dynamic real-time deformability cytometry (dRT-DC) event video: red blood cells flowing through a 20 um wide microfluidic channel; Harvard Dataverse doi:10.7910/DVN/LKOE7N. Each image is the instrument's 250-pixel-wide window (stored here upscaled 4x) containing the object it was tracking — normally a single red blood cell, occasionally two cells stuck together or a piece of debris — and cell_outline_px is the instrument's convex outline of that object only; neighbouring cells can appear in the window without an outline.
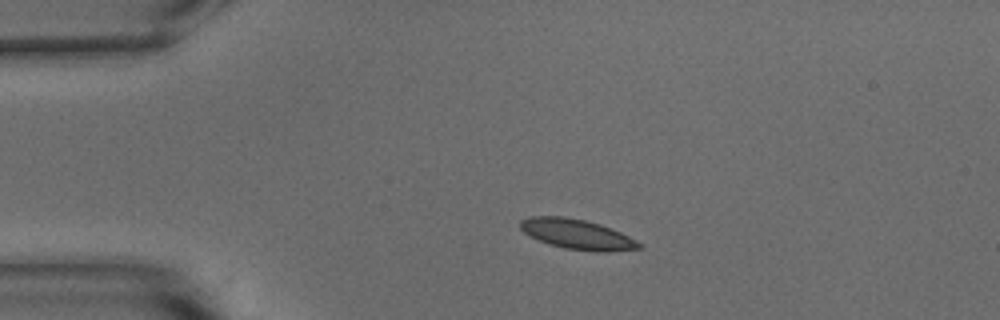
{"species": "common noctule bat (a hibernating species)", "species_latin": "Nyctalus noctula", "temperature_condition": "warm", "stored_images_in_passage": 11, "camera_frame_rate_fps": 3000, "um_per_image_px": 0.085, "animal": {"sex": "male", "body_mass_g": 15.6}, "frame": {"image": 1, "passage_image": 1, "time_ms": 0.0, "image_size_px": [1000, 320], "cell_outline_px": [[644, 248], [608, 252], [596, 252], [564, 248], [548, 244], [524, 232], [520, 228], [520, 220], [532, 216], [564, 216], [584, 220], [600, 224], [620, 232], [644, 244]], "centroid_in_image_um": [49.1, 19.92], "position_along_channel_um": 35.9, "area_um2": 20.81}}
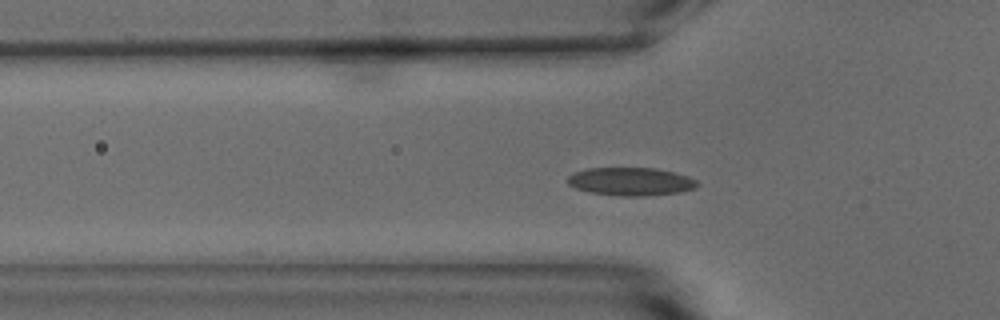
{"frame": {"image": 2, "passage_image": 7, "time_ms": 2.0, "image_size_px": [1000, 320], "cell_outline_px": [[700, 184], [696, 188], [680, 192], [644, 196], [620, 196], [588, 192], [576, 188], [568, 184], [564, 180], [572, 172], [584, 168], [656, 168], [688, 176], [696, 180]], "centroid_in_image_um": [53.57, 15.43], "position_along_channel_um": 72.2, "area_um2": 21.5}}